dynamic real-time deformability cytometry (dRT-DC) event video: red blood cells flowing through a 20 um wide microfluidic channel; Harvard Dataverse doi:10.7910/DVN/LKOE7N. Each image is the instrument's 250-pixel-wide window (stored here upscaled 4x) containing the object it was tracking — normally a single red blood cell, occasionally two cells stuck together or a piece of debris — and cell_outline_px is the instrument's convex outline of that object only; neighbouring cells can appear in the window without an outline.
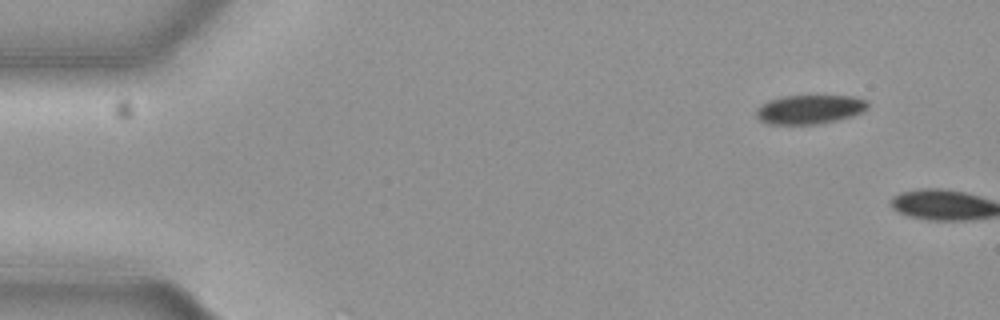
{"species": "common noctule bat (a hibernating species)", "species_latin": "Nyctalus noctula", "temperature_condition": "cold", "stored_images_in_passage": 2, "camera_frame_rate_fps": 3000, "um_per_image_px": 0.085, "animal": {"sex": "female", "body_mass_g": 19.3, "forearm_length_mm": 54.1}, "frame": {"image": 1, "passage_image": 1, "time_ms": 0.0, "image_size_px": [1000, 320], "cell_outline_px": [[868, 108], [852, 116], [836, 120], [816, 124], [768, 124], [760, 120], [756, 116], [756, 108], [760, 104], [768, 100], [784, 96], [852, 96], [868, 100]], "centroid_in_image_um": [68.79, 9.29], "position_along_channel_um": 16.2, "area_um2": 18.9}}